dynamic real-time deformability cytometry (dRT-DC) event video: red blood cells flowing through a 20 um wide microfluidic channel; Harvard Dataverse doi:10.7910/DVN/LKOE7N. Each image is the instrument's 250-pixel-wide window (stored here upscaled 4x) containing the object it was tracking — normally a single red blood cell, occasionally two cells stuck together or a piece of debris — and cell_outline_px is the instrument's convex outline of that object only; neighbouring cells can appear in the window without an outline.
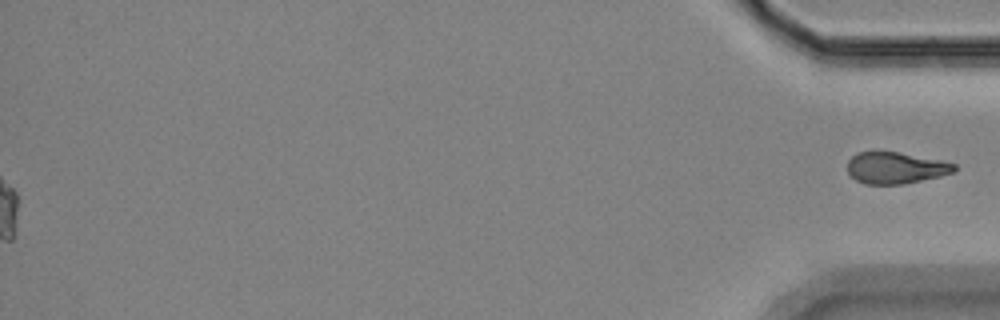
{"species": "Egyptian fruit bat (a non-hibernating species)", "species_latin": "Rousettus aegyptiacus", "temperature_condition": "room temperature", "stored_images_in_passage": 42, "segment_of_instrument_passage": [2, 2], "camera_frame_rate_fps": 3000, "um_per_image_px": 0.085, "animal": {"sex": "female"}, "frame": {"image": 1, "passage_image": 42, "time_ms": 13.667, "image_size_px": [1000, 320], "cell_outline_px": [[956, 168], [952, 172], [940, 176], [904, 184], [864, 184], [856, 180], [848, 172], [848, 160], [856, 152], [896, 152], [940, 160], [956, 164]], "centroid_in_image_um": [76.1, 14.27], "position_along_channel_um": 359.1, "area_um2": 19.42}}